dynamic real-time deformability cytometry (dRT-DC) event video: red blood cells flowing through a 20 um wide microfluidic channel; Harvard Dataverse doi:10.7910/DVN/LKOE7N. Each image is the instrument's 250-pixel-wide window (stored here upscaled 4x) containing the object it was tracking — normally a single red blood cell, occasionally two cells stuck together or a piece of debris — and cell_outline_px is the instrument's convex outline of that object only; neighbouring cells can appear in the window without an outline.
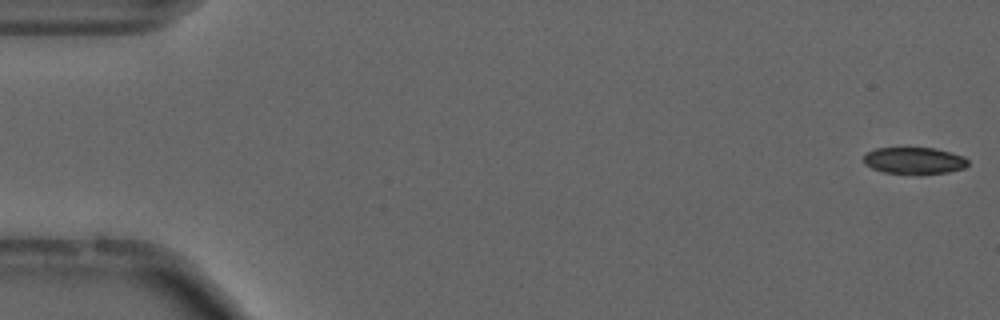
{"species": "common noctule bat (a hibernating species)", "species_latin": "Nyctalus noctula", "temperature_condition": "cold", "stored_images_in_passage": 55, "camera_frame_rate_fps": 3000, "um_per_image_px": 0.085, "animal": {"sex": "male", "forearm_length_mm": 52.5}, "frame": {"image": 1, "passage_image": 1, "time_ms": 0.0, "image_size_px": [1000, 320], "cell_outline_px": [[968, 164], [964, 168], [948, 172], [920, 176], [884, 172], [872, 168], [864, 164], [864, 152], [876, 148], [936, 148], [964, 156], [968, 160]], "centroid_in_image_um": [77.7, 13.68], "position_along_channel_um": 7.3, "area_um2": 16.76}}
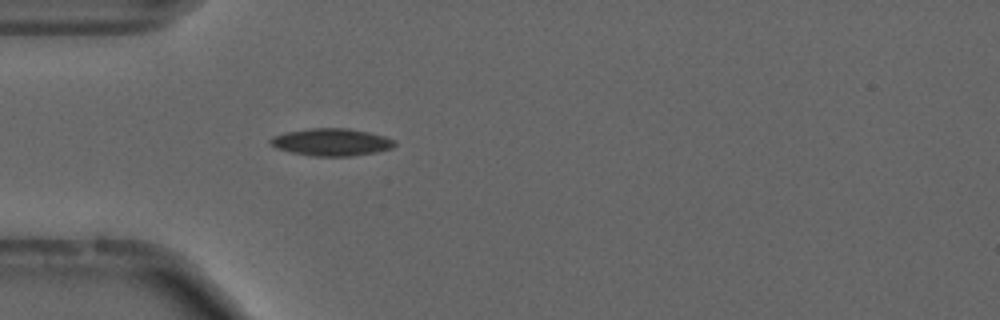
{"frame": {"image": 2, "passage_image": 16, "time_ms": 5.0, "image_size_px": [1000, 320], "cell_outline_px": [[396, 144], [392, 148], [376, 152], [348, 156], [316, 156], [292, 152], [276, 148], [268, 140], [272, 136], [288, 132], [312, 128], [348, 128], [368, 132], [384, 136], [396, 140]], "centroid_in_image_um": [28.2, 12.07], "position_along_channel_um": 56.8, "area_um2": 19.59}, "authors_computed_cell_mechanics": {"area_um2": 17.6868, "velocity_mm_per_s": 3.7232, "shape_relaxation_time_tau1_ms": null, "shape_relaxation_time_tau2_ms": 3.5312, "deformation_change_tau1": null, "deformation_change_tau2": 0.1139}}